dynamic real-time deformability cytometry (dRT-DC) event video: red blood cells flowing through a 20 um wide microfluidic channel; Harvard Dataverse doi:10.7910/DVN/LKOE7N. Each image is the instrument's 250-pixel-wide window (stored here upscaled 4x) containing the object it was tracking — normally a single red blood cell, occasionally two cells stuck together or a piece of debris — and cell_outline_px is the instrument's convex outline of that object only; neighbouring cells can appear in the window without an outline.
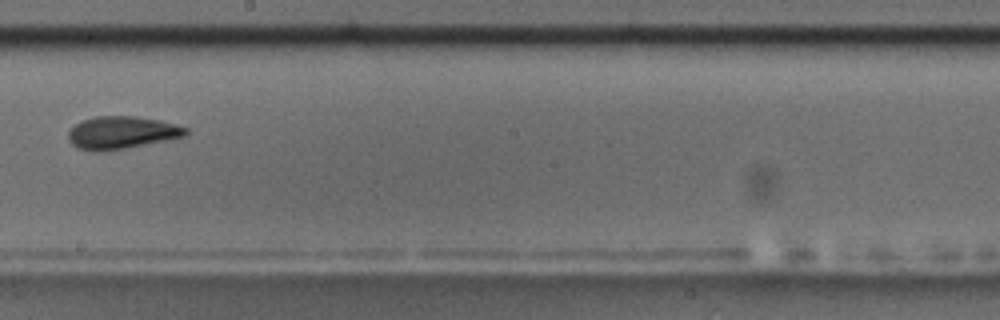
{"species": "common noctule bat (a hibernating species)", "species_latin": "Nyctalus noctula", "temperature_condition": "room temperature", "stored_images_in_passage": 12, "camera_frame_rate_fps": 3000, "um_per_image_px": 0.085, "animal": {"sex": "male", "body_mass_g": 17.5, "forearm_length_mm": 52.3}, "frame": {"image": 1, "passage_image": 6, "time_ms": 6.0, "image_size_px": [1000, 320], "cell_outline_px": [[188, 132], [184, 136], [168, 140], [108, 152], [92, 152], [76, 148], [68, 140], [68, 132], [80, 120], [96, 116], [136, 116], [160, 120], [188, 128]], "centroid_in_image_um": [10.31, 11.29], "position_along_channel_um": 237.9, "area_um2": 22.72}}
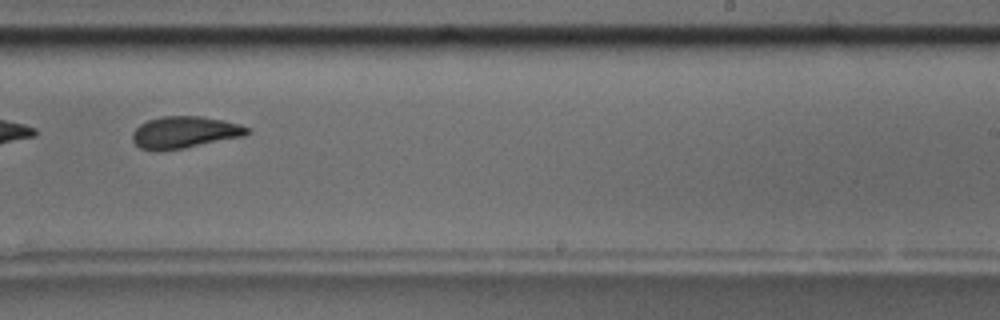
{"frame": {"image": 2, "passage_image": 7, "time_ms": 7.0, "image_size_px": [1000, 320], "cell_outline_px": [[252, 132], [244, 136], [184, 148], [160, 152], [156, 152], [140, 148], [132, 140], [132, 132], [140, 124], [148, 120], [160, 116], [200, 116], [224, 120], [240, 124], [252, 128]], "centroid_in_image_um": [15.7, 11.25], "position_along_channel_um": 273.3, "area_um2": 21.68}, "authors_computed_cell_mechanics": {"area_um2": 21.8773, "velocity_mm_per_s": 3.5517, "shape_relaxation_time_tau1_ms": 2.8476, "shape_relaxation_time_tau2_ms": 2.5378, "deformation_change_tau1": 0.109, "deformation_change_tau2": 0.0956}}